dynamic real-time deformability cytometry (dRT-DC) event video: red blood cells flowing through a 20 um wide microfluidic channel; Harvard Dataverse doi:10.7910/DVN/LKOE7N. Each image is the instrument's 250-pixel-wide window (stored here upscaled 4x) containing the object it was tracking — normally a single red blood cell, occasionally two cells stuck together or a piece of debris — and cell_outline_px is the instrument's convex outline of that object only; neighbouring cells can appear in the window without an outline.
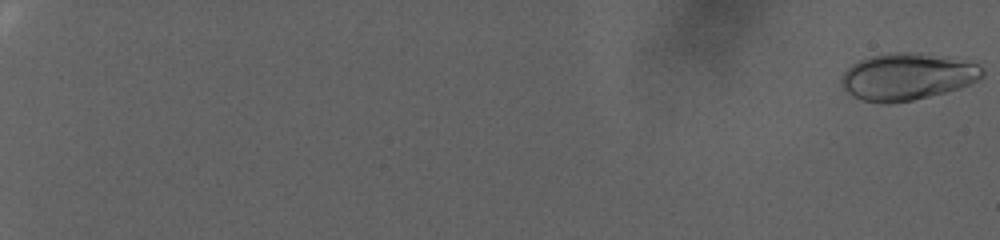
{"species": "human", "species_latin": "Homo sapiens", "temperature_condition": "warm", "stored_images_in_passage": 102, "camera_frame_rate_fps": 3000, "um_per_image_px": 0.085, "donor": {"sex": "female"}, "frame": {"image": 1, "passage_image": 1, "time_ms": 0.0, "image_size_px": [1000, 240], "cell_outline_px": [[984, 76], [980, 80], [960, 88], [912, 100], [888, 104], [884, 104], [864, 100], [852, 96], [840, 84], [840, 80], [844, 72], [852, 64], [860, 60], [872, 56], [888, 52], [908, 52], [948, 56], [976, 64], [984, 72]], "centroid_in_image_um": [77.11, 6.51], "position_along_channel_um": 7.9, "area_um2": 38.55}}
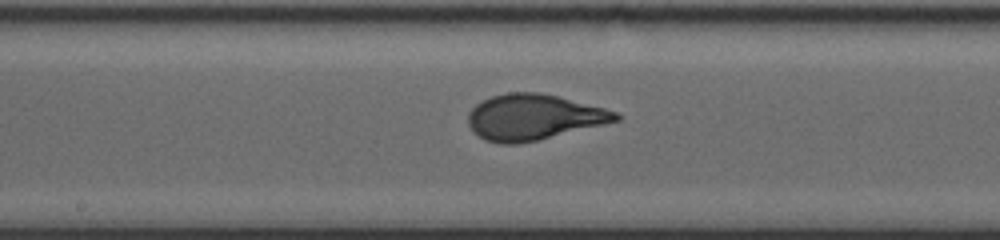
{"frame": {"image": 2, "passage_image": 63, "time_ms": 20.667, "image_size_px": [1000, 240], "cell_outline_px": [[620, 120], [604, 124], [536, 140], [516, 144], [500, 144], [484, 140], [472, 132], [468, 124], [468, 112], [476, 104], [492, 96], [508, 92], [540, 92], [604, 108], [616, 112], [620, 116]], "centroid_in_image_um": [45.3, 9.96], "position_along_channel_um": 202.9, "area_um2": 39.02}}
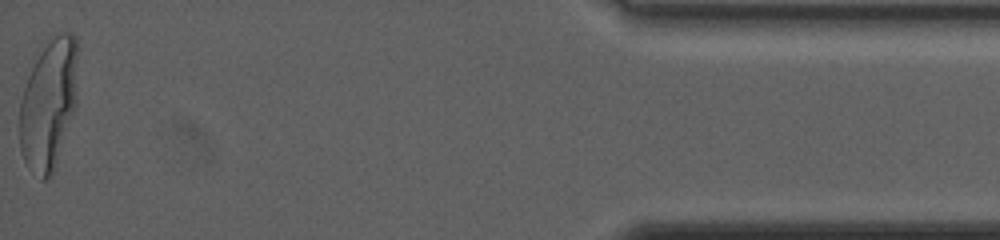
{"frame": {"image": 3, "passage_image": 102, "time_ms": 33.667, "image_size_px": [1000, 240], "cell_outline_px": [[76, 104], [56, 168], [52, 176], [44, 180], [40, 180], [24, 160], [20, 152], [20, 100], [32, 56], [40, 44], [52, 32], [72, 32], [76, 36]], "centroid_in_image_um": [4.1, 8.74], "position_along_channel_um": 431.1, "area_um2": 45.72}, "authors_computed_cell_mechanics": {"area_um2": 37.9746, "velocity_mm_per_s": 2.2532, "shape_relaxation_time_tau1_ms": 7.9359, "shape_relaxation_time_tau2_ms": null, "deformation_change_tau1": 0.2399, "deformation_change_tau2": null}}